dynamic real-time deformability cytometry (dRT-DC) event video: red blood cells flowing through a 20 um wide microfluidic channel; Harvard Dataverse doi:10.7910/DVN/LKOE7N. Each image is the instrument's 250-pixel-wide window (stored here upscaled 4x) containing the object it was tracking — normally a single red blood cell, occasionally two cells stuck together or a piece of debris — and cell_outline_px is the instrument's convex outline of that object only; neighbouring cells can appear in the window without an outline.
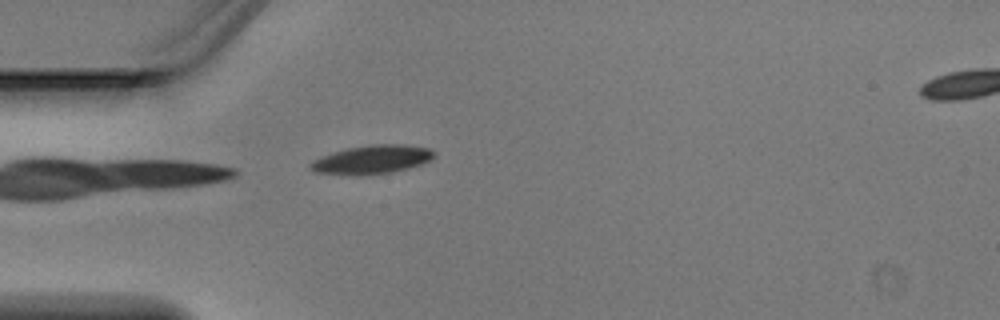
{"species": "Egyptian fruit bat (a non-hibernating species)", "species_latin": "Rousettus aegyptiacus", "temperature_condition": "warm", "stored_images_in_passage": 3, "segment_of_instrument_passage": [1, 2], "camera_frame_rate_fps": 3000, "um_per_image_px": 0.085, "animal": {"sex": "male"}, "frame": {"image": 1, "passage_image": 2, "time_ms": 0.333, "image_size_px": [1000, 320], "cell_outline_px": [[436, 156], [432, 160], [408, 168], [392, 172], [360, 176], [316, 172], [308, 164], [312, 160], [348, 148], [372, 144], [404, 144], [428, 148]], "centroid_in_image_um": [31.65, 13.57], "position_along_channel_um": 53.4, "area_um2": 20.46}}